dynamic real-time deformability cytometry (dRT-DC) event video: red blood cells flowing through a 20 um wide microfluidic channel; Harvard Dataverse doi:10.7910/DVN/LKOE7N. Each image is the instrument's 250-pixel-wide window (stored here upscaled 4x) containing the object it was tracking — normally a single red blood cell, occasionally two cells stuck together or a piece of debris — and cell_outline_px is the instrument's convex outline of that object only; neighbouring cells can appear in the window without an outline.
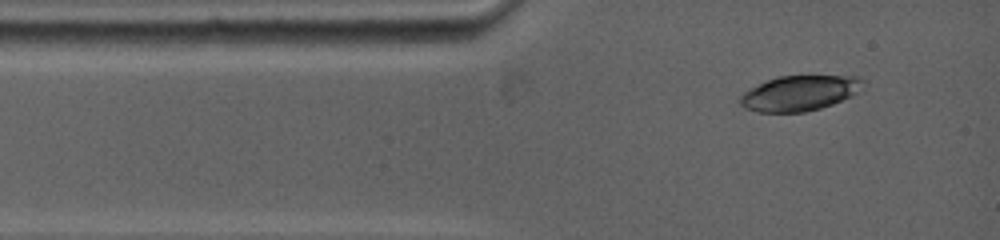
{"species": "common noctule bat (a hibernating species)", "species_latin": "Nyctalus noctula", "temperature_condition": "warm", "stored_images_in_passage": 2, "camera_frame_rate_fps": 5000, "um_per_image_px": 0.085, "animal": {"sex": "female", "body_mass_g": 19.0, "forearm_length_mm": 53.3}, "frame": {"image": 1, "passage_image": 1, "time_ms": 0.0, "image_size_px": [1000, 240], "cell_outline_px": [[864, 80], [856, 92], [852, 96], [832, 104], [820, 108], [804, 112], [756, 112], [744, 108], [740, 104], [740, 96], [744, 92], [768, 80], [780, 76], [860, 76]], "centroid_in_image_um": [67.95, 7.92], "position_along_channel_um": 17.1, "area_um2": 24.91}}